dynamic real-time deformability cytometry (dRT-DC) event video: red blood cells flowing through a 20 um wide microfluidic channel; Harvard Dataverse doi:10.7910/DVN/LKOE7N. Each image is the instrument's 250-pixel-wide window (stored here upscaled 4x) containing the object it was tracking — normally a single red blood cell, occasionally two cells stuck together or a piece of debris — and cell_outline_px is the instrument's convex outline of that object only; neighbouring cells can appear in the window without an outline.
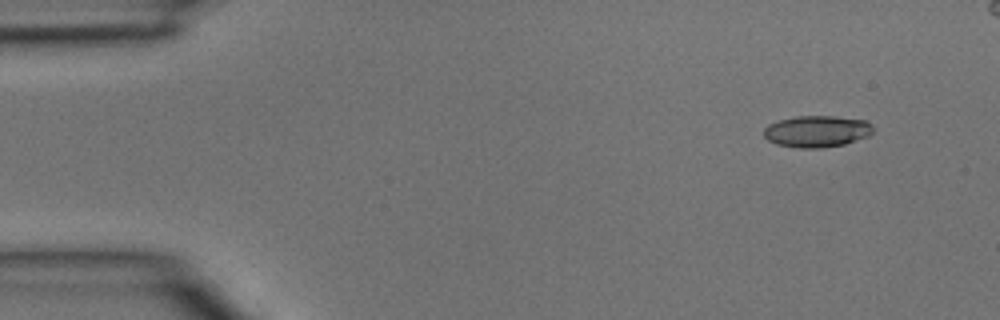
{"species": "common noctule bat (a hibernating species)", "species_latin": "Nyctalus noctula", "temperature_condition": "room temperature", "stored_images_in_passage": 3, "camera_frame_rate_fps": 3000, "um_per_image_px": 0.085, "animal": {"sex": "male", "body_mass_g": 15.6}, "frame": {"image": 1, "passage_image": 1, "time_ms": 0.0, "image_size_px": [1000, 320], "cell_outline_px": [[876, 128], [868, 136], [844, 144], [820, 148], [800, 148], [776, 144], [768, 140], [764, 136], [764, 128], [768, 124], [776, 120], [796, 116], [836, 116], [864, 120], [872, 124]], "centroid_in_image_um": [69.43, 11.15], "position_along_channel_um": 15.6, "area_um2": 20.29}}